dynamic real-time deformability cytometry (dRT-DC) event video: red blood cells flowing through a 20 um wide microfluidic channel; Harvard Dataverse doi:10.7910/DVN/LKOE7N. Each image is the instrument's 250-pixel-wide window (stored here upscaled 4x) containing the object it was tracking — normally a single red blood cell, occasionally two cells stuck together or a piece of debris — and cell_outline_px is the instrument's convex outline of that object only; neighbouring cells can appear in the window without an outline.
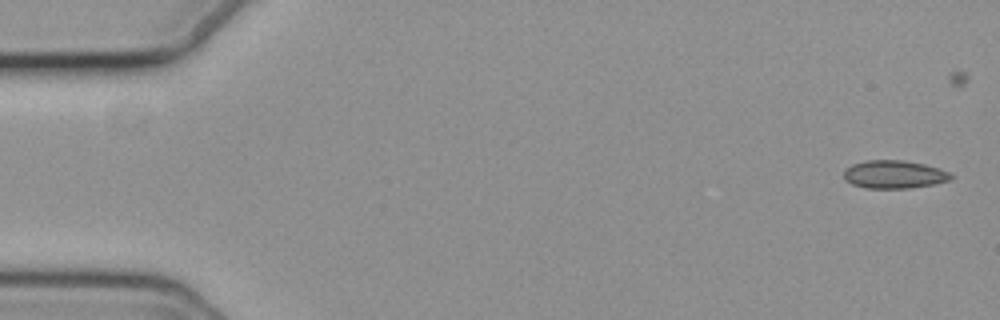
{"species": "common noctule bat (a hibernating species)", "species_latin": "Nyctalus noctula", "temperature_condition": "cold", "stored_images_in_passage": 49, "camera_frame_rate_fps": 3000, "um_per_image_px": 0.085, "animal": {"sex": "female", "body_mass_g": 19.3, "forearm_length_mm": 54.1}, "frame": {"image": 1, "passage_image": 1, "time_ms": 0.0, "image_size_px": [1000, 320], "cell_outline_px": [[956, 176], [952, 180], [936, 184], [912, 188], [864, 188], [852, 184], [844, 180], [844, 168], [852, 164], [864, 160], [904, 160], [924, 164], [940, 168]], "centroid_in_image_um": [76.02, 14.83], "position_along_channel_um": 9.0, "area_um2": 17.92}}
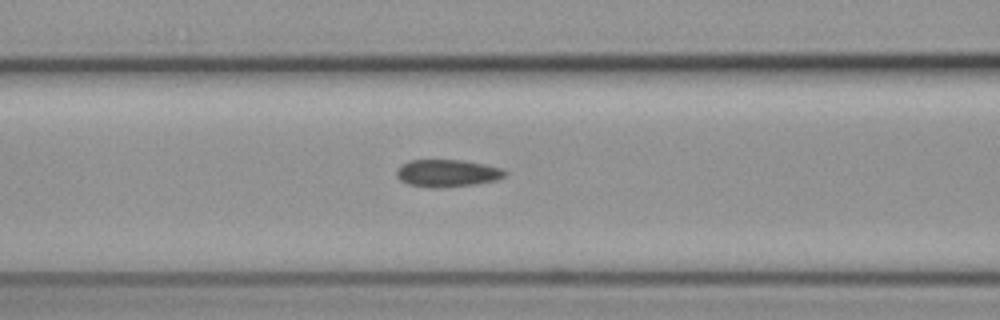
{"frame": {"image": 2, "passage_image": 22, "time_ms": 7.0, "image_size_px": [1000, 320], "cell_outline_px": [[508, 172], [504, 176], [496, 180], [476, 184], [444, 188], [428, 188], [408, 184], [400, 180], [396, 176], [396, 172], [400, 164], [408, 160], [464, 160], [484, 164], [500, 168]], "centroid_in_image_um": [37.98, 14.73], "position_along_channel_um": 128.6, "area_um2": 17.51}}
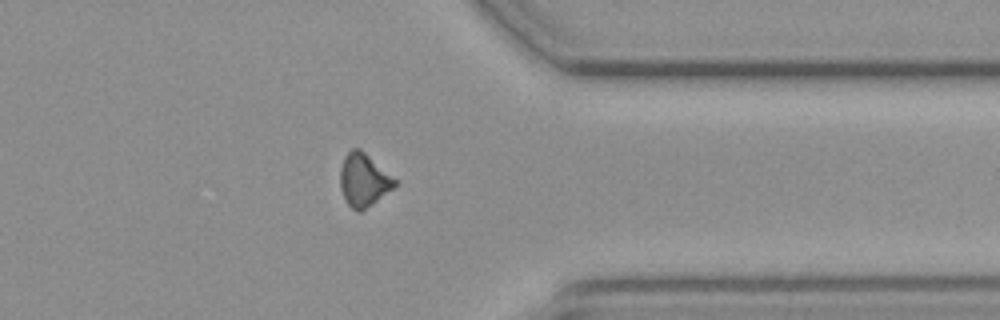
{"frame": {"image": 3, "passage_image": 43, "time_ms": 14.0, "image_size_px": [1000, 320], "cell_outline_px": [[396, 184], [392, 188], [372, 204], [360, 212], [356, 212], [348, 204], [340, 188], [340, 168], [344, 156], [352, 148], [360, 148], [396, 180]], "centroid_in_image_um": [30.87, 15.29], "position_along_channel_um": 380.5, "area_um2": 16.53}}